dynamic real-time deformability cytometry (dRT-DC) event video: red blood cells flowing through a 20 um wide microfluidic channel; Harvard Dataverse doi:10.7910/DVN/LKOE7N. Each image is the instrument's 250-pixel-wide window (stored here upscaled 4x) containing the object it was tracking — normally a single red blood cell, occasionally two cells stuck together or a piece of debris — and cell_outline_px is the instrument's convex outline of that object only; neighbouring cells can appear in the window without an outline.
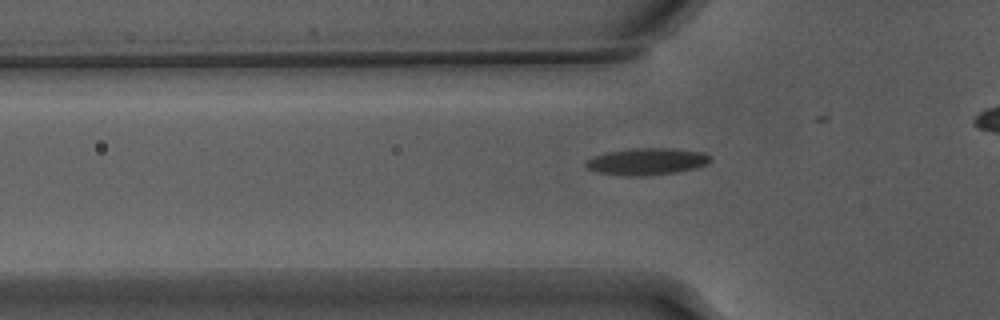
{"species": "Egyptian fruit bat (a non-hibernating species)", "species_latin": "Rousettus aegyptiacus", "temperature_condition": "warm", "stored_images_in_passage": 32, "camera_frame_rate_fps": 3000, "um_per_image_px": 0.085, "animal": {"sex": "male"}, "frame": {"image": 1, "passage_image": 8, "time_ms": 2.333, "image_size_px": [1000, 320], "cell_outline_px": [[712, 160], [708, 164], [696, 168], [676, 172], [644, 176], [632, 176], [596, 172], [588, 168], [584, 164], [592, 156], [608, 152], [636, 148], [668, 148], [704, 152], [712, 156]], "centroid_in_image_um": [55.03, 13.72], "position_along_channel_um": 70.8, "area_um2": 19.48}}
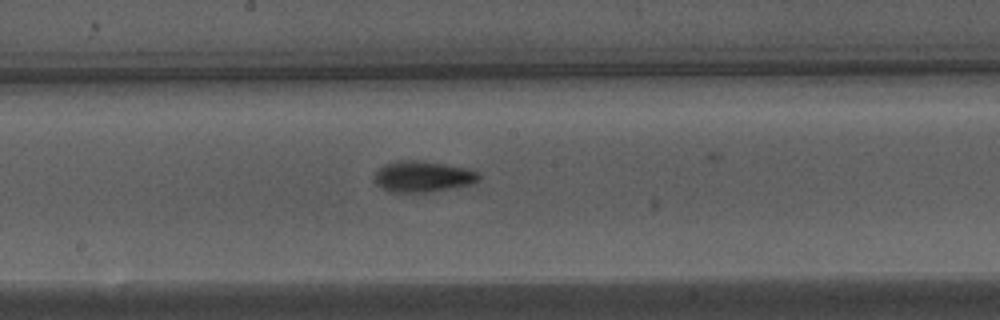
{"frame": {"image": 2, "passage_image": 19, "time_ms": 6.0, "image_size_px": [1000, 320], "cell_outline_px": [[480, 180], [472, 184], [424, 192], [396, 192], [380, 188], [376, 184], [376, 172], [384, 164], [396, 160], [420, 160], [444, 164], [464, 168], [476, 172], [480, 176]], "centroid_in_image_um": [35.91, 14.99], "position_along_channel_um": 212.3, "area_um2": 18.55}}
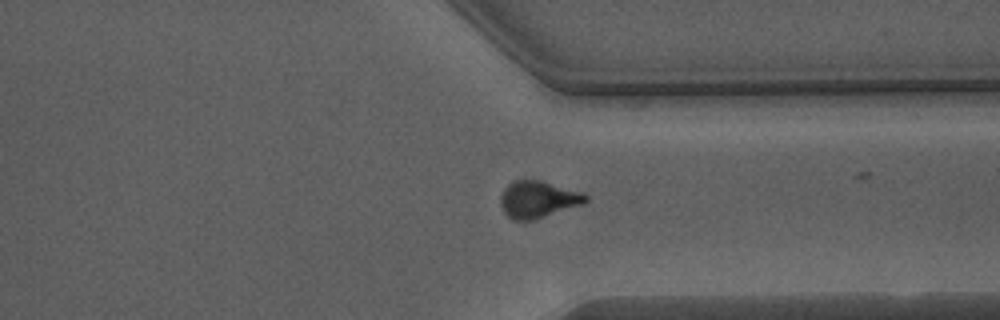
{"frame": {"image": 3, "passage_image": 31, "time_ms": 10.0, "image_size_px": [1000, 320], "cell_outline_px": [[588, 200], [580, 204], [532, 220], [512, 220], [504, 212], [500, 204], [500, 196], [504, 188], [512, 180], [540, 180], [584, 192], [588, 196]], "centroid_in_image_um": [45.7, 16.92], "position_along_channel_um": 365.7, "area_um2": 18.15}}